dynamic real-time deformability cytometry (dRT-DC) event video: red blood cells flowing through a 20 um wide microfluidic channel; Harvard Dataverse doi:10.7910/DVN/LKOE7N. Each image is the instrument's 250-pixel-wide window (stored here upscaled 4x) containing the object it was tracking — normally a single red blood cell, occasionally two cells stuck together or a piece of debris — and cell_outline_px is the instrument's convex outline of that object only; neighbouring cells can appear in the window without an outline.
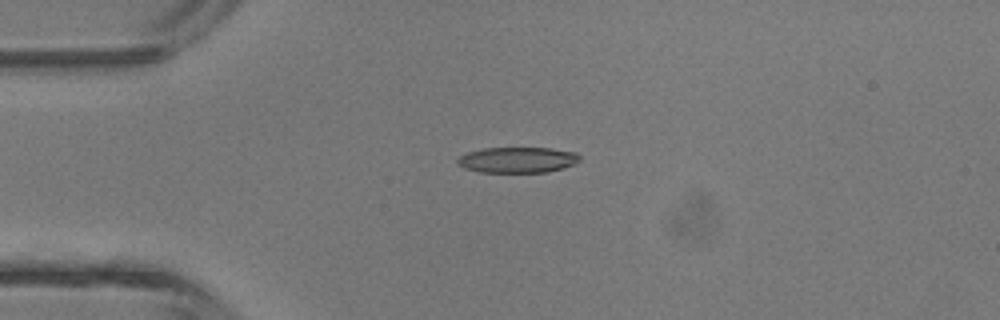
{"species": "common noctule bat (a hibernating species)", "species_latin": "Nyctalus noctula", "temperature_condition": "room temperature", "stored_images_in_passage": 4, "camera_frame_rate_fps": 3000, "um_per_image_px": 0.085, "animal": {"sex": "male", "body_mass_g": 13.3}, "frame": {"image": 1, "passage_image": 3, "time_ms": 2.333, "image_size_px": [1000, 320], "cell_outline_px": [[580, 160], [576, 164], [564, 168], [548, 172], [480, 172], [464, 168], [456, 164], [456, 160], [460, 156], [468, 152], [484, 148], [552, 148], [576, 152], [580, 156]], "centroid_in_image_um": [44.01, 13.59], "position_along_channel_um": 41.0, "area_um2": 18.5}}
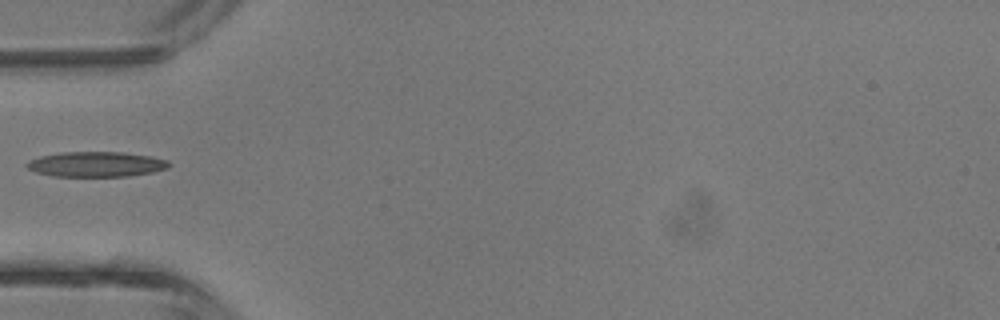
{"frame": {"image": 2, "passage_image": 4, "time_ms": 3.667, "image_size_px": [1000, 320], "cell_outline_px": [[172, 164], [168, 168], [152, 172], [128, 176], [52, 176], [36, 172], [28, 168], [24, 164], [28, 160], [40, 156], [60, 152], [124, 152], [152, 156], [168, 160]], "centroid_in_image_um": [8.18, 13.95], "position_along_channel_um": 76.8, "area_um2": 20.98}}